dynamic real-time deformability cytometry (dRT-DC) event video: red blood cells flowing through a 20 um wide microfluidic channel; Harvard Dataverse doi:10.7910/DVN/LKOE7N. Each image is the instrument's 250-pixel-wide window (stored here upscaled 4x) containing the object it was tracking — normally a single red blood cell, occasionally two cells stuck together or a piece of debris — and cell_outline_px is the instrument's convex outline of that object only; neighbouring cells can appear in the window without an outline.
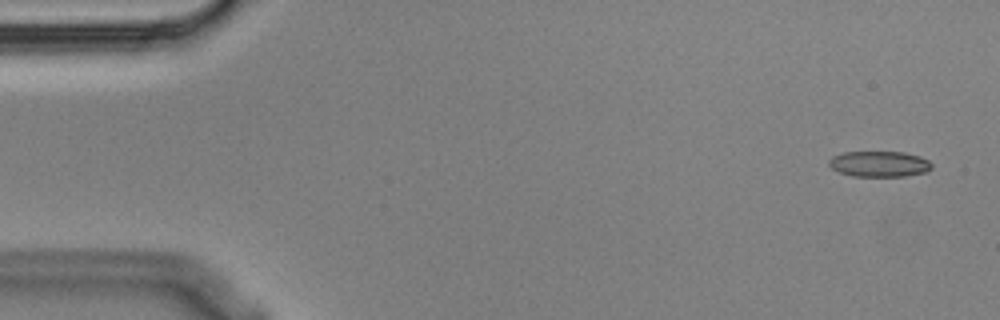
{"species": "Egyptian fruit bat (a non-hibernating species)", "species_latin": "Rousettus aegyptiacus", "temperature_condition": "cold", "stored_images_in_passage": 6, "camera_frame_rate_fps": 3000, "um_per_image_px": 0.085, "animal": {"sex": "male"}, "frame": {"image": 1, "passage_image": 1, "time_ms": 0.0, "image_size_px": [1000, 320], "cell_outline_px": [[932, 168], [924, 172], [904, 176], [852, 176], [840, 172], [832, 168], [828, 164], [828, 160], [832, 156], [844, 152], [904, 152], [920, 156], [928, 160], [932, 164]], "centroid_in_image_um": [74.73, 13.93], "position_along_channel_um": 10.3, "area_um2": 15.37}}
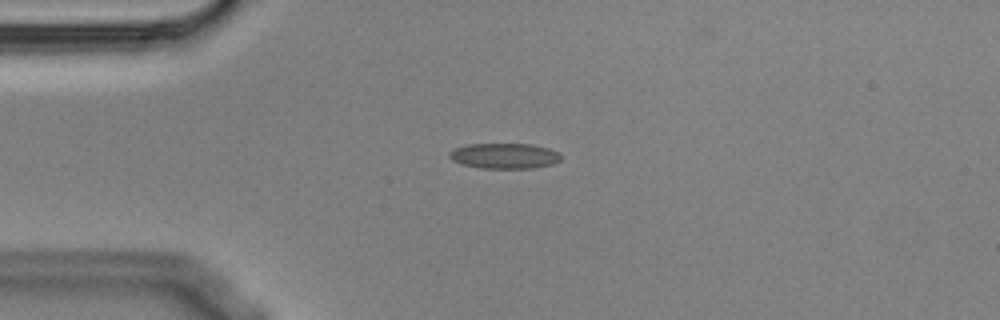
{"frame": {"image": 2, "passage_image": 4, "time_ms": 1.0, "image_size_px": [1000, 320], "cell_outline_px": [[560, 160], [552, 164], [532, 168], [480, 168], [460, 164], [452, 160], [448, 156], [448, 152], [456, 148], [468, 144], [532, 144], [548, 148], [560, 152]], "centroid_in_image_um": [42.86, 13.25], "position_along_channel_um": 42.1, "area_um2": 16.59}}
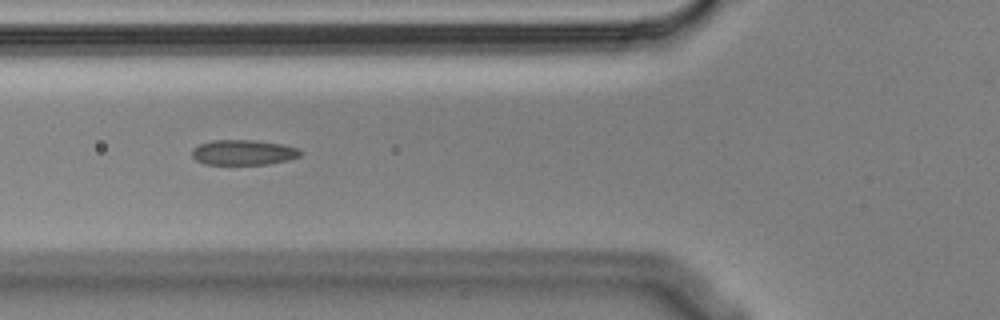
{"frame": {"image": 3, "passage_image": 6, "time_ms": 1.667, "image_size_px": [1000, 320], "cell_outline_px": [[300, 156], [288, 160], [268, 164], [204, 164], [196, 160], [192, 156], [192, 148], [200, 144], [212, 140], [256, 140], [284, 144], [296, 148], [300, 152]], "centroid_in_image_um": [20.66, 12.95], "position_along_channel_um": 105.1, "area_um2": 15.9}}